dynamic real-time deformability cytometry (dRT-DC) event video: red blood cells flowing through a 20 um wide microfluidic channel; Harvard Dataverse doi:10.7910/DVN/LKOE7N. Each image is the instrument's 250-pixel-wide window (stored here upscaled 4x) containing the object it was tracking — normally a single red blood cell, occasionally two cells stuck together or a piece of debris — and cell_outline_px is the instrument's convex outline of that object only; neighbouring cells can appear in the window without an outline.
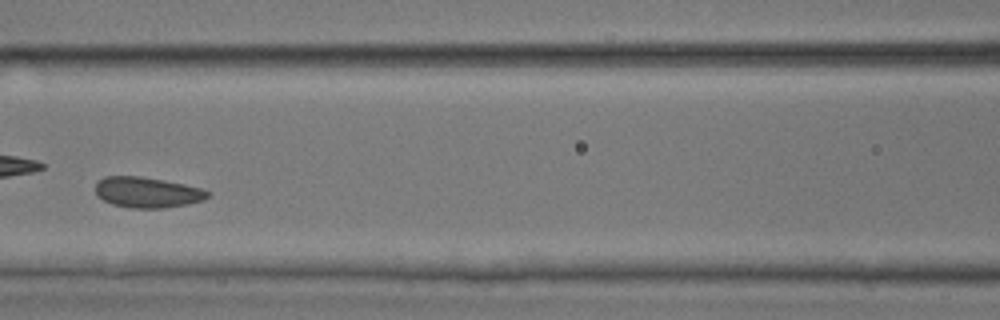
{"species": "common noctule bat (a hibernating species)", "species_latin": "Nyctalus noctula", "temperature_condition": "room temperature", "stored_images_in_passage": 35, "camera_frame_rate_fps": 3000, "um_per_image_px": 0.085, "animal": {"sex": "male", "body_mass_g": 17.9, "forearm_length_mm": 54.2}, "frame": {"image": 1, "passage_image": 11, "time_ms": 3.333, "image_size_px": [1000, 320], "cell_outline_px": [[212, 192], [204, 200], [188, 204], [164, 208], [128, 208], [112, 204], [96, 196], [96, 184], [104, 176], [140, 176], [164, 180], [184, 184], [200, 188]], "centroid_in_image_um": [12.52, 16.35], "position_along_channel_um": 154.1, "area_um2": 20.11}}
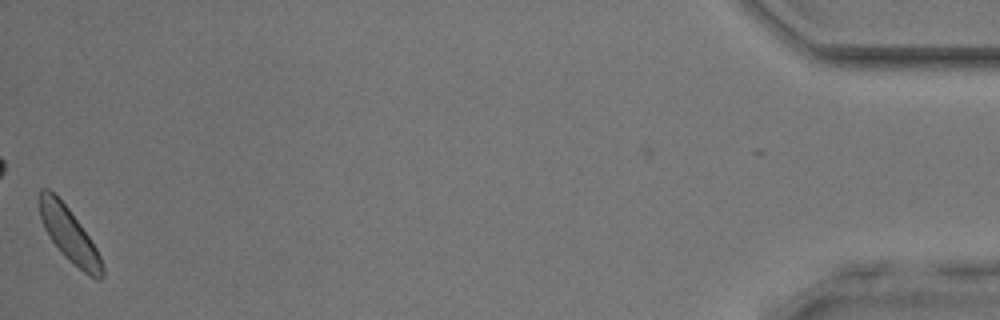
{"frame": {"image": 2, "passage_image": 35, "time_ms": 11.333, "image_size_px": [1000, 320], "cell_outline_px": [[104, 276], [100, 280], [96, 280], [88, 276], [68, 260], [64, 256], [48, 236], [44, 228], [40, 216], [36, 196], [40, 188], [48, 188], [68, 208], [80, 224], [96, 248], [100, 256], [104, 268]], "centroid_in_image_um": [5.85, 19.96], "position_along_channel_um": 429.3, "area_um2": 20.0}}